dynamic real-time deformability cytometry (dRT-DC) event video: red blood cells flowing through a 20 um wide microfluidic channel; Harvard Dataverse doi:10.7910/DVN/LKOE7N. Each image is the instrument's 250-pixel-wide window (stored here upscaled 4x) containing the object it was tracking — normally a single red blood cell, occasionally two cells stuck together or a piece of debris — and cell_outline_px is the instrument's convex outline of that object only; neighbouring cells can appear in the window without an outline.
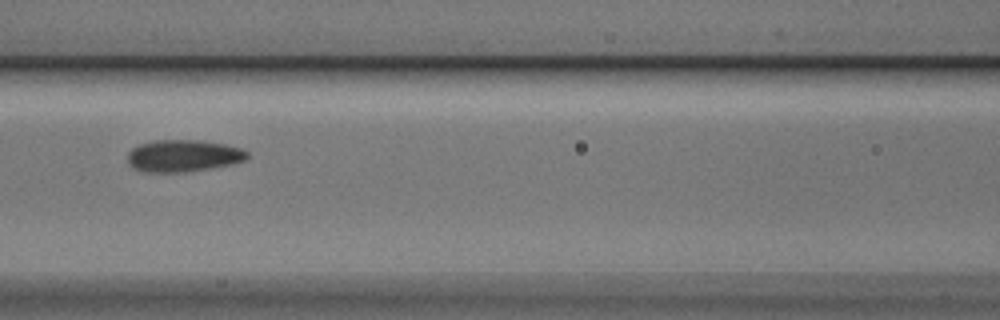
{"species": "Egyptian fruit bat (a non-hibernating species)", "species_latin": "Rousettus aegyptiacus", "temperature_condition": "cold", "stored_images_in_passage": 5, "camera_frame_rate_fps": 3000, "um_per_image_px": 0.085, "animal": {"sex": "male"}, "frame": {"image": 1, "passage_image": 5, "time_ms": 1.333, "image_size_px": [1000, 320], "cell_outline_px": [[248, 156], [244, 160], [228, 164], [208, 168], [184, 172], [144, 172], [132, 168], [128, 164], [128, 152], [132, 148], [140, 144], [152, 140], [200, 140], [224, 144], [240, 148], [248, 152]], "centroid_in_image_um": [15.51, 13.23], "position_along_channel_um": 151.1, "area_um2": 22.2}}